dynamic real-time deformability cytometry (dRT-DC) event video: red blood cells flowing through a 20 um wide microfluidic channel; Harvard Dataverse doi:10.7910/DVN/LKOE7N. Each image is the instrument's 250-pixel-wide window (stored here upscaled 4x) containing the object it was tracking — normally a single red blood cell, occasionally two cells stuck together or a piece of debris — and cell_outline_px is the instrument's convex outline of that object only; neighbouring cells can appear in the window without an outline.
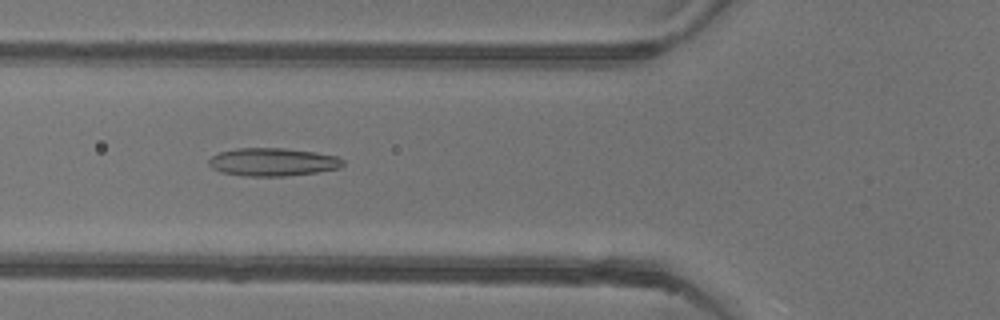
{"species": "common noctule bat (a hibernating species)", "species_latin": "Nyctalus noctula", "temperature_condition": "warm", "stored_images_in_passage": 51, "camera_frame_rate_fps": 3000, "um_per_image_px": 0.085, "animal": {"sex": "female"}, "frame": {"image": 1, "passage_image": 18, "time_ms": 5.667, "image_size_px": [1000, 320], "cell_outline_px": [[344, 164], [340, 168], [316, 172], [284, 176], [244, 176], [220, 172], [212, 168], [208, 164], [208, 160], [212, 156], [220, 152], [236, 148], [284, 148], [316, 152], [336, 156], [344, 160]], "centroid_in_image_um": [23.17, 13.77], "position_along_channel_um": 102.6, "area_um2": 21.96}}
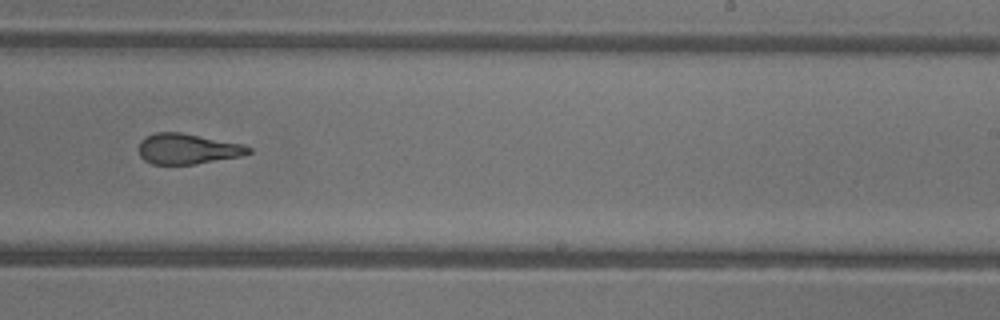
{"frame": {"image": 2, "passage_image": 31, "time_ms": 10.0, "image_size_px": [1000, 320], "cell_outline_px": [[252, 152], [244, 156], [196, 164], [152, 164], [144, 160], [140, 156], [136, 148], [140, 140], [156, 132], [180, 132], [244, 144], [252, 148]], "centroid_in_image_um": [15.95, 12.66], "position_along_channel_um": 273.0, "area_um2": 19.83}}
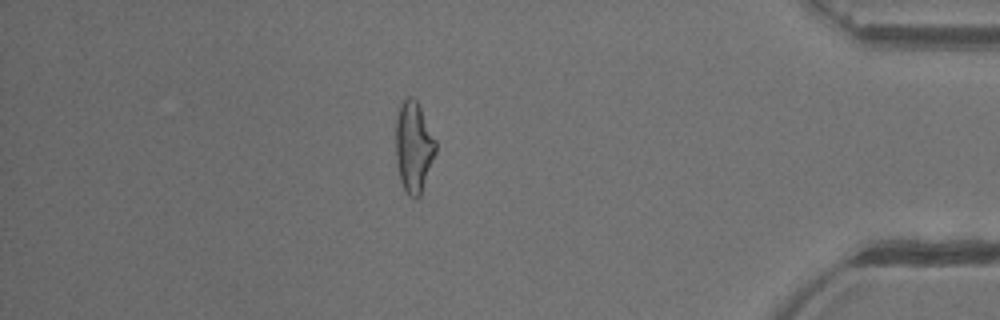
{"frame": {"image": 3, "passage_image": 44, "time_ms": 14.333, "image_size_px": [1000, 320], "cell_outline_px": [[436, 152], [420, 196], [412, 196], [404, 188], [400, 180], [396, 164], [396, 116], [400, 104], [404, 96], [412, 96], [416, 100], [436, 140]], "centroid_in_image_um": [35.15, 12.43], "position_along_channel_um": 400.1, "area_um2": 21.04}, "authors_computed_cell_mechanics": {"area_um2": 21.675, "velocity_mm_per_s": 3.9279, "shape_relaxation_time_tau1_ms": 8.7733, "shape_relaxation_time_tau2_ms": 2.1117, "deformation_change_tau1": 0.2725, "deformation_change_tau2": 0.1268}}